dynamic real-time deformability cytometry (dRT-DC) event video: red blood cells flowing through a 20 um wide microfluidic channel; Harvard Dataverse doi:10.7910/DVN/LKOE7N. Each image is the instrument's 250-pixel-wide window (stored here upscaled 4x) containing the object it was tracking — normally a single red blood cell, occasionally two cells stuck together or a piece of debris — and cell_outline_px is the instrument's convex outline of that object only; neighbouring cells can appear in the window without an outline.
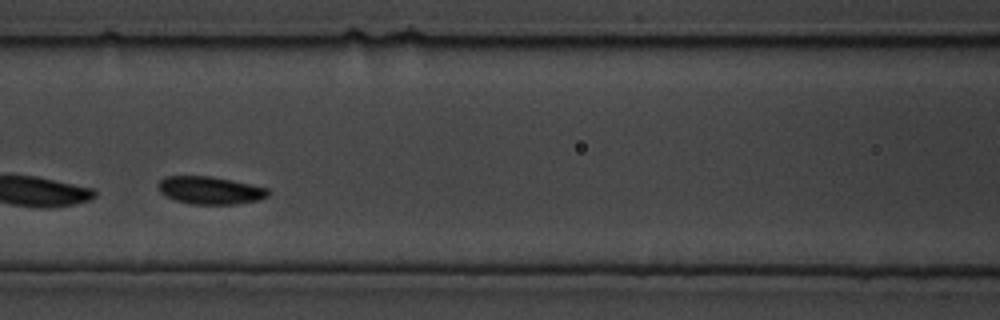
{"species": "common noctule bat (a hibernating species)", "species_latin": "Nyctalus noctula", "temperature_condition": "cold", "stored_images_in_passage": 9, "camera_frame_rate_fps": 3000, "um_per_image_px": 0.085, "animal": {"sex": "male", "body_mass_g": 19.5, "forearm_length_mm": 54.6}, "frame": {"image": 1, "passage_image": 6, "time_ms": 1.667, "image_size_px": [1000, 320], "cell_outline_px": [[272, 192], [268, 196], [260, 200], [232, 204], [192, 204], [176, 200], [160, 192], [156, 184], [164, 176], [212, 176], [232, 180], [268, 188]], "centroid_in_image_um": [17.88, 16.17], "position_along_channel_um": 148.7, "area_um2": 17.8}}
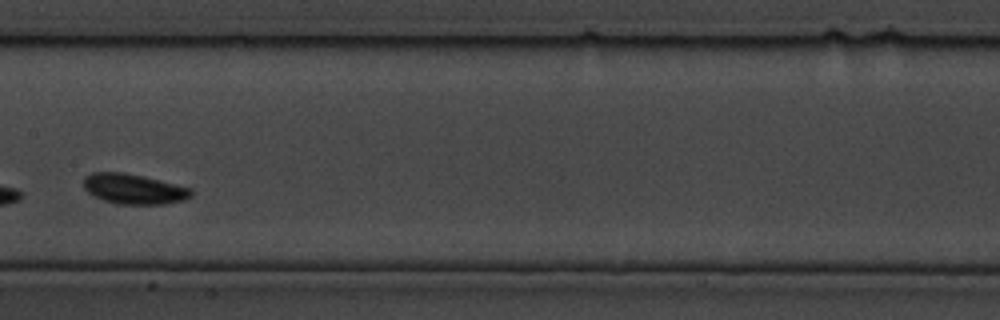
{"frame": {"image": 2, "passage_image": 8, "time_ms": 2.333, "image_size_px": [1000, 320], "cell_outline_px": [[192, 196], [184, 200], [164, 204], [116, 204], [104, 200], [88, 192], [84, 188], [84, 176], [92, 172], [124, 172], [144, 176], [192, 188]], "centroid_in_image_um": [11.38, 16.05], "position_along_channel_um": 196.0, "area_um2": 18.96}}